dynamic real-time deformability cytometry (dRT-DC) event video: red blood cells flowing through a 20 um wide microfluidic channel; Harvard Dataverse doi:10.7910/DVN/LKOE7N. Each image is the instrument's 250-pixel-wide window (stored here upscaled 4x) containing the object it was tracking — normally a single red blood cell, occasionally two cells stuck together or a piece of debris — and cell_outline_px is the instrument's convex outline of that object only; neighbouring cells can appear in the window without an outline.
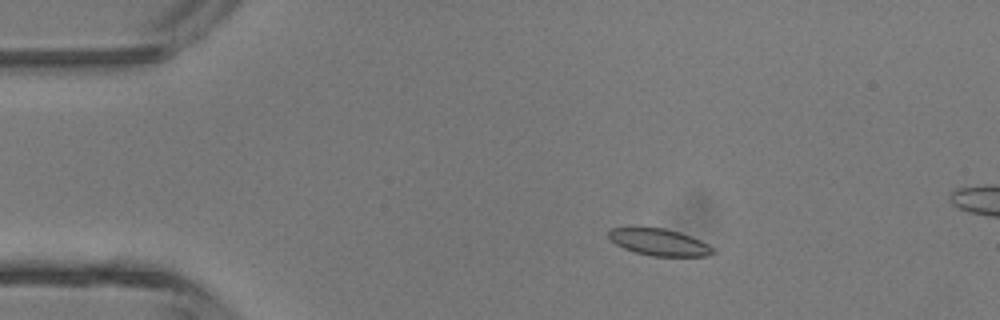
{"species": "common noctule bat (a hibernating species)", "species_latin": "Nyctalus noctula", "temperature_condition": "room temperature", "stored_images_in_passage": 4, "camera_frame_rate_fps": 3000, "um_per_image_px": 0.085, "animal": {"sex": "male", "body_mass_g": 13.3}, "frame": {"image": 1, "passage_image": 2, "time_ms": 1.0, "image_size_px": [1000, 320], "cell_outline_px": [[716, 252], [712, 256], [652, 256], [636, 252], [624, 248], [616, 244], [608, 236], [608, 232], [612, 228], [664, 228], [680, 232], [700, 240], [716, 248]], "centroid_in_image_um": [56.11, 20.6], "position_along_channel_um": 28.9, "area_um2": 16.24}}